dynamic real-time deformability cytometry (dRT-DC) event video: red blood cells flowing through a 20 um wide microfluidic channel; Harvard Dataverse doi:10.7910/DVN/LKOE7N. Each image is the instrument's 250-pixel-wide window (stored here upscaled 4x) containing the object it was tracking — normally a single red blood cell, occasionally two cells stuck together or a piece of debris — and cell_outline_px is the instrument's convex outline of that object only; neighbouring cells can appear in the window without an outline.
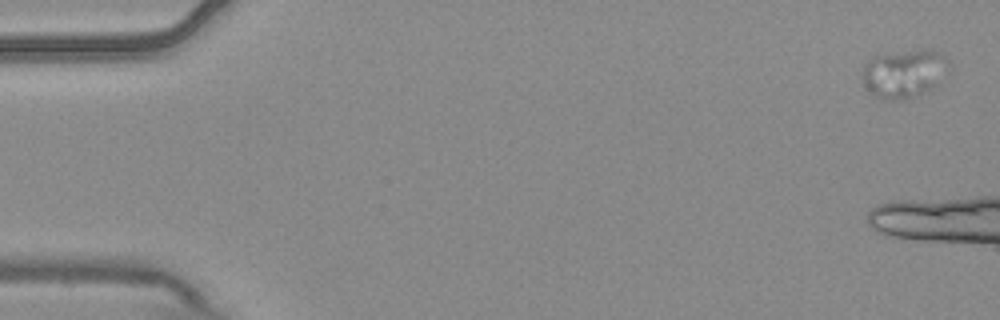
{"species": "common noctule bat (a hibernating species)", "species_latin": "Nyctalus noctula", "temperature_condition": "warm", "stored_images_in_passage": 12, "camera_frame_rate_fps": 3000, "um_per_image_px": 0.085, "animal": {"sex": "male", "body_mass_g": 20.4}, "frame": {"image": 1, "passage_image": 1, "time_ms": 0.0, "image_size_px": [1000, 320], "cell_outline_px": [[948, 64], [936, 84], [904, 100], [880, 100], [868, 92], [864, 84], [864, 64], [872, 56], [924, 48], [928, 48], [944, 56], [948, 60]], "centroid_in_image_um": [76.77, 6.23], "position_along_channel_um": 8.2, "area_um2": 23.81}}
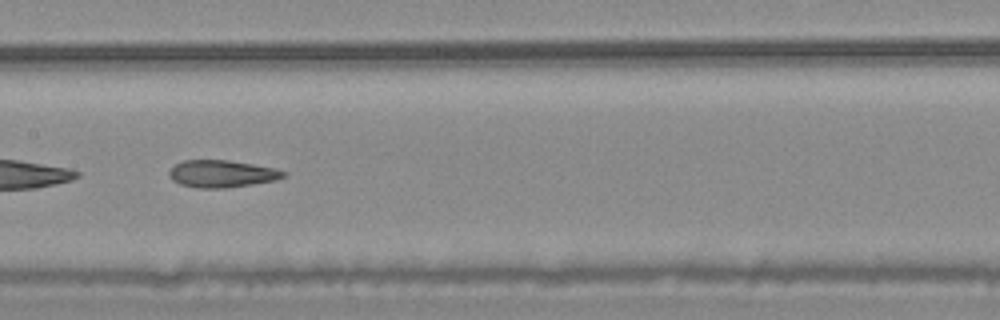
{"frame": {"image": 2, "passage_image": 9, "time_ms": 2.667, "image_size_px": [1000, 320], "cell_outline_px": [[288, 176], [276, 180], [228, 188], [196, 188], [180, 184], [172, 180], [168, 176], [168, 172], [176, 164], [184, 160], [228, 160], [276, 168], [288, 172]], "centroid_in_image_um": [18.89, 14.77], "position_along_channel_um": 188.5, "area_um2": 18.32}}
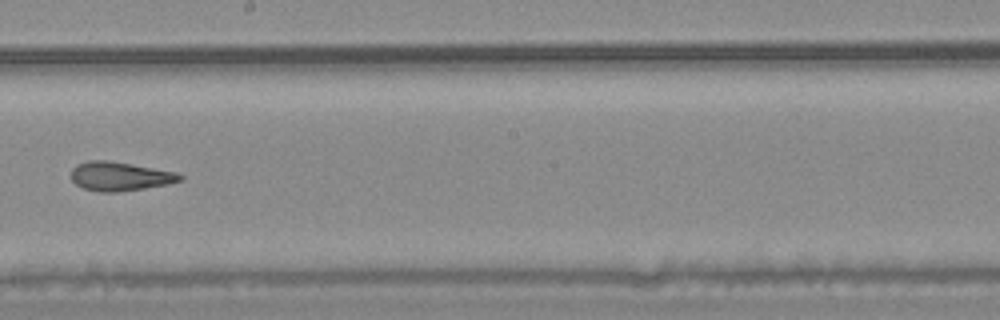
{"frame": {"image": 3, "passage_image": 10, "time_ms": 3.0, "image_size_px": [1000, 320], "cell_outline_px": [[184, 180], [168, 184], [144, 188], [116, 192], [100, 192], [84, 188], [76, 184], [72, 180], [72, 168], [76, 164], [88, 160], [108, 160], [132, 164], [176, 172], [184, 176]], "centroid_in_image_um": [10.2, 14.98], "position_along_channel_um": 238.0, "area_um2": 18.38}}